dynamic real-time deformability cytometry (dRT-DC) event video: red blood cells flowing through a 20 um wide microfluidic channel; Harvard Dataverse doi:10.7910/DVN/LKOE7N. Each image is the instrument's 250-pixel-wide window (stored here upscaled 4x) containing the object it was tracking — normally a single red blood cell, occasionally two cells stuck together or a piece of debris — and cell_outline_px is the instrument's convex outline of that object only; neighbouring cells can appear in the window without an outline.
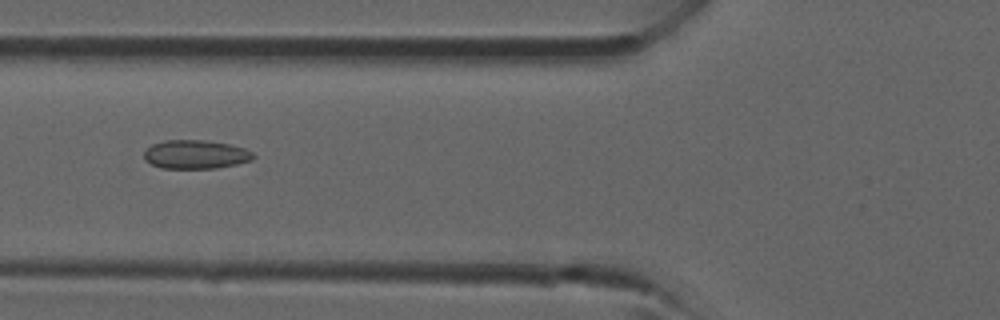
{"species": "common noctule bat (a hibernating species)", "species_latin": "Nyctalus noctula", "temperature_condition": "room temperature", "stored_images_in_passage": 39, "camera_frame_rate_fps": 3000, "um_per_image_px": 0.085, "animal": {"sex": "male", "forearm_length_mm": 52.5}, "frame": {"image": 1, "passage_image": 15, "time_ms": 4.667, "image_size_px": [1000, 320], "cell_outline_px": [[256, 156], [252, 160], [236, 164], [216, 168], [160, 168], [144, 160], [144, 152], [152, 144], [164, 140], [204, 140], [228, 144], [244, 148], [252, 152]], "centroid_in_image_um": [16.62, 13.13], "position_along_channel_um": 109.2, "area_um2": 18.26}}
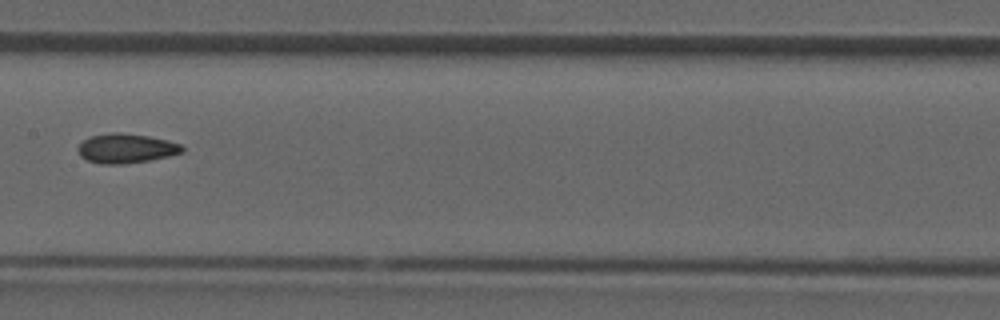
{"frame": {"image": 2, "passage_image": 20, "time_ms": 6.333, "image_size_px": [1000, 320], "cell_outline_px": [[184, 152], [168, 156], [148, 160], [124, 164], [100, 164], [88, 160], [80, 156], [76, 148], [84, 140], [92, 136], [112, 132], [120, 132], [148, 136], [168, 140], [180, 144], [184, 148]], "centroid_in_image_um": [10.71, 12.61], "position_along_channel_um": 196.7, "area_um2": 17.86}}
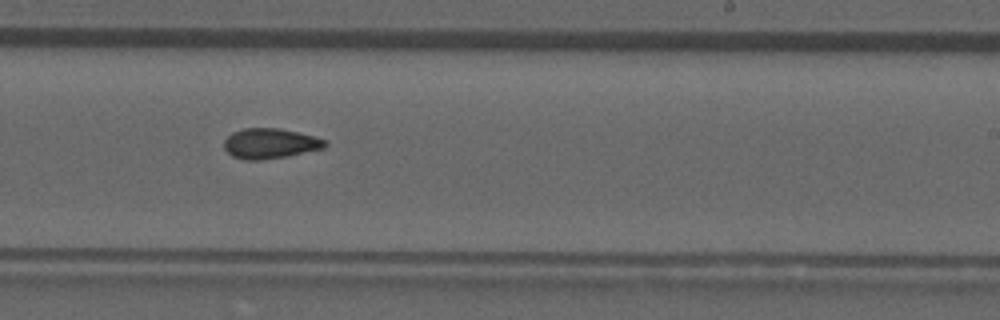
{"frame": {"image": 3, "passage_image": 24, "time_ms": 7.667, "image_size_px": [1000, 320], "cell_outline_px": [[328, 144], [324, 148], [288, 156], [260, 160], [244, 160], [232, 156], [224, 148], [224, 140], [232, 132], [244, 128], [280, 128], [316, 136], [324, 140]], "centroid_in_image_um": [22.95, 12.19], "position_along_channel_um": 266.0, "area_um2": 17.86}}